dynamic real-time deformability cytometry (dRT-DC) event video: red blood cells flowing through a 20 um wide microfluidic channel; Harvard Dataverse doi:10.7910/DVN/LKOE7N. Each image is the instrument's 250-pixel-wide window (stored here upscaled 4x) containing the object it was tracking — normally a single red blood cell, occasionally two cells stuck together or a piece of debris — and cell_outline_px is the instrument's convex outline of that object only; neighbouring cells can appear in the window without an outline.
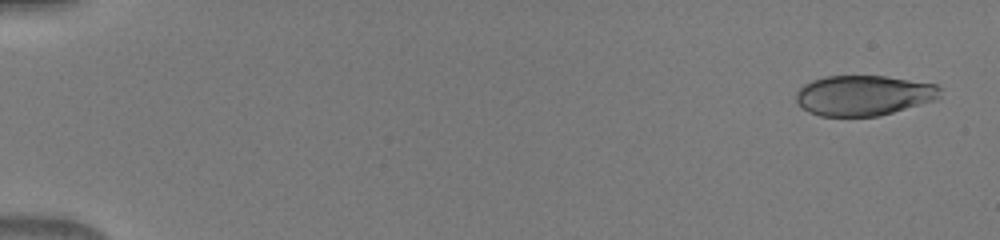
{"species": "human", "species_latin": "Homo sapiens", "temperature_condition": "warm", "stored_images_in_passage": 50, "camera_frame_rate_fps": 3000, "um_per_image_px": 0.085, "donor": {"sex": "male"}, "frame": {"image": 1, "passage_image": 2, "time_ms": 0.333, "image_size_px": [1000, 240], "cell_outline_px": [[940, 96], [932, 100], [892, 112], [876, 116], [820, 116], [808, 112], [800, 108], [796, 100], [796, 92], [804, 84], [812, 80], [824, 76], [884, 76], [936, 84], [940, 88]], "centroid_in_image_um": [73.33, 8.1], "position_along_channel_um": 11.7, "area_um2": 33.58}}
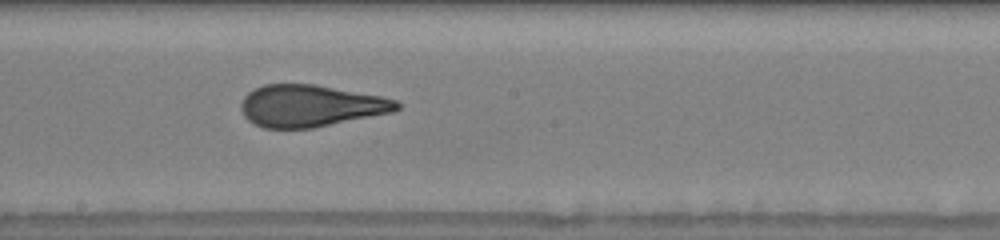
{"frame": {"image": 2, "passage_image": 29, "time_ms": 9.333, "image_size_px": [1000, 240], "cell_outline_px": [[400, 108], [392, 112], [312, 128], [264, 128], [248, 120], [244, 116], [240, 108], [240, 104], [244, 96], [248, 92], [264, 84], [316, 84], [384, 96], [396, 100], [400, 104]], "centroid_in_image_um": [26.4, 8.98], "position_along_channel_um": 221.8, "area_um2": 38.09}}
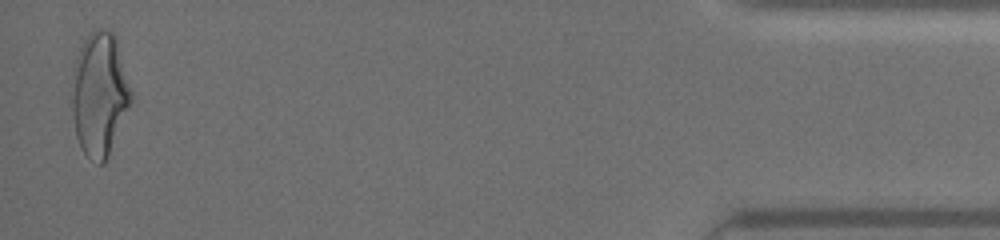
{"frame": {"image": 3, "passage_image": 49, "time_ms": 16.0, "image_size_px": [1000, 240], "cell_outline_px": [[132, 100], [108, 156], [104, 164], [100, 164], [88, 156], [84, 152], [76, 136], [72, 108], [72, 68], [76, 56], [88, 32], [96, 28], [100, 28], [112, 32], [116, 36], [132, 92]], "centroid_in_image_um": [8.45, 7.95], "position_along_channel_um": 426.7, "area_um2": 42.6}}